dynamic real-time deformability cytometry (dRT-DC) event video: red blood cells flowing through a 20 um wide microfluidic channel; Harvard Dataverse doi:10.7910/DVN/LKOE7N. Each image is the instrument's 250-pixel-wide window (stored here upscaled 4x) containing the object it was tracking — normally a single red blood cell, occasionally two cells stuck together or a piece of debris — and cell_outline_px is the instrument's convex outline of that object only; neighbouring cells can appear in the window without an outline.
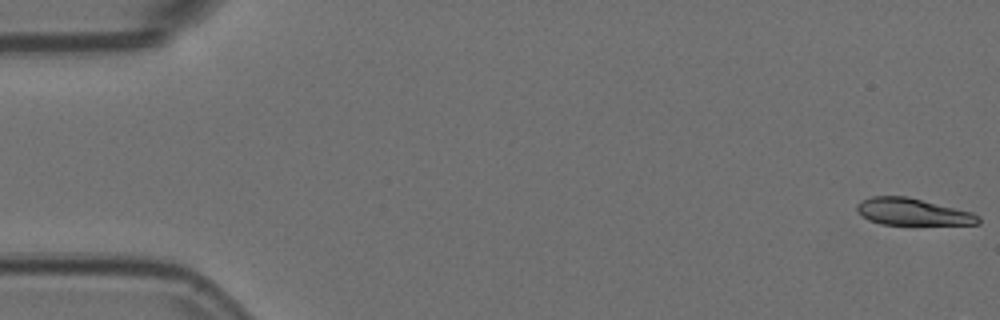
{"species": "Egyptian fruit bat (a non-hibernating species)", "species_latin": "Rousettus aegyptiacus", "temperature_condition": "room temperature", "stored_images_in_passage": 56, "camera_frame_rate_fps": 3000, "um_per_image_px": 0.085, "animal": {"sex": "female"}, "frame": {"image": 1, "passage_image": 1, "time_ms": 0.0, "image_size_px": [1000, 320], "cell_outline_px": [[980, 224], [880, 224], [868, 220], [856, 208], [856, 204], [860, 200], [872, 196], [908, 196], [972, 212], [980, 216]], "centroid_in_image_um": [77.56, 17.99], "position_along_channel_um": 7.4, "area_um2": 18.96}}
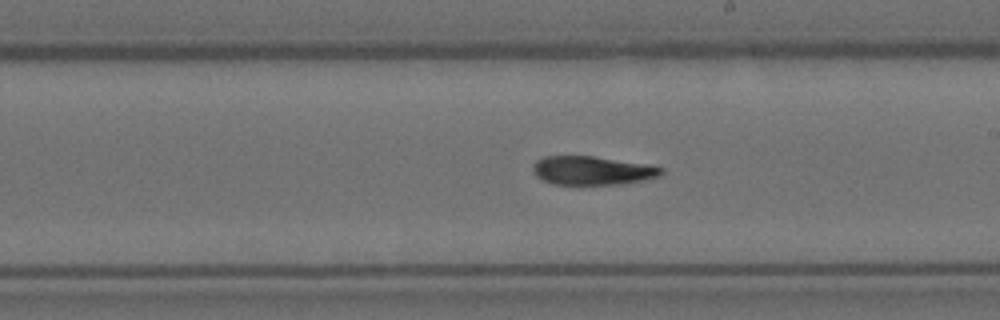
{"frame": {"image": 2, "passage_image": 32, "time_ms": 10.333, "image_size_px": [1000, 320], "cell_outline_px": [[664, 172], [660, 176], [644, 180], [620, 184], [552, 184], [536, 176], [532, 168], [532, 164], [536, 160], [544, 156], [592, 156], [652, 164], [664, 168]], "centroid_in_image_um": [50.38, 14.48], "position_along_channel_um": 238.6, "area_um2": 21.68}}
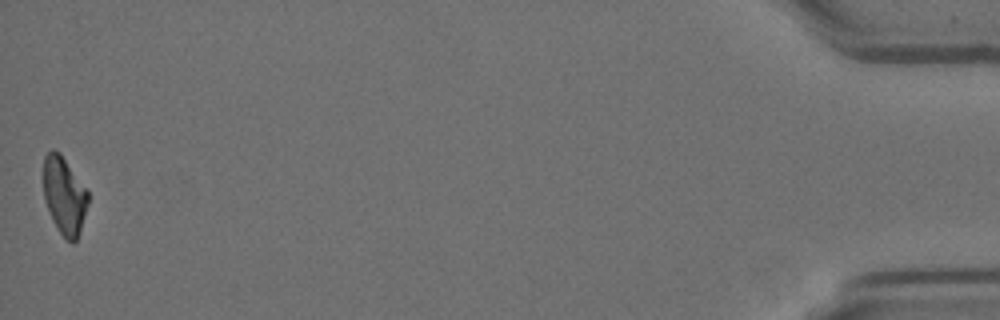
{"frame": {"image": 3, "passage_image": 56, "time_ms": 18.333, "image_size_px": [1000, 320], "cell_outline_px": [[88, 204], [76, 240], [72, 244], [60, 232], [52, 220], [44, 196], [44, 156], [52, 148], [60, 152], [88, 192]], "centroid_in_image_um": [5.45, 16.59], "position_along_channel_um": 429.7, "area_um2": 19.71}, "authors_computed_cell_mechanics": {"area_um2": 21.7328, "velocity_mm_per_s": 3.6094, "shape_relaxation_time_tau1_ms": 8.3487, "shape_relaxation_time_tau2_ms": null, "deformation_change_tau1": 0.2188, "deformation_change_tau2": null}}